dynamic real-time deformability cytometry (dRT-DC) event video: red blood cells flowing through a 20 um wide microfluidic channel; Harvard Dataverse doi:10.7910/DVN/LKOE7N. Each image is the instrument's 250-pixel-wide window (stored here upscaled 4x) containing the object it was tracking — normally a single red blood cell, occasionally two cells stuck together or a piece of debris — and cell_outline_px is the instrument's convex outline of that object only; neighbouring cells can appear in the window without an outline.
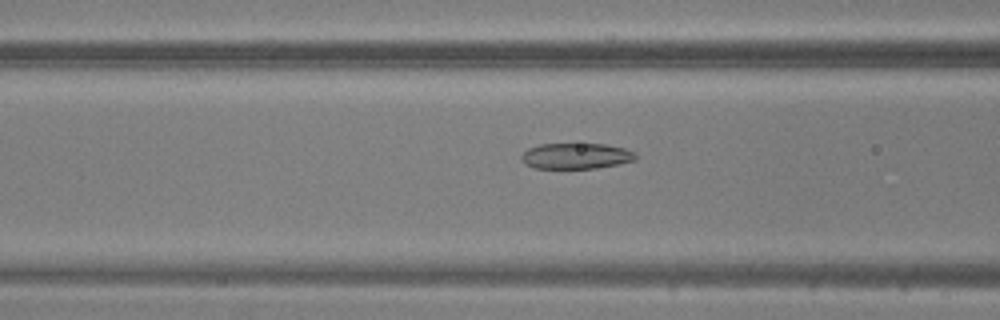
{"species": "common noctule bat (a hibernating species)", "species_latin": "Nyctalus noctula", "temperature_condition": "warm", "stored_images_in_passage": 48, "camera_frame_rate_fps": 3000, "um_per_image_px": 0.085, "animal": {"sex": "male", "body_mass_g": 20.5, "forearm_length_mm": 52.5}, "frame": {"image": 1, "passage_image": 19, "time_ms": 6.0, "image_size_px": [1000, 320], "cell_outline_px": [[636, 160], [620, 164], [596, 168], [536, 168], [524, 164], [520, 160], [520, 156], [528, 148], [540, 144], [604, 144], [624, 148], [636, 152]], "centroid_in_image_um": [48.96, 13.26], "position_along_channel_um": 117.6, "area_um2": 17.28}}
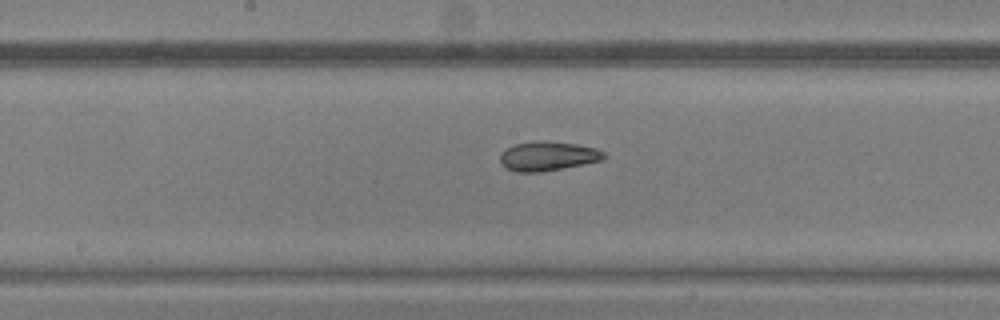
{"frame": {"image": 2, "passage_image": 25, "time_ms": 8.0, "image_size_px": [1000, 320], "cell_outline_px": [[608, 156], [604, 160], [540, 172], [516, 172], [508, 168], [500, 160], [500, 152], [504, 148], [516, 144], [536, 140], [576, 144], [596, 148], [604, 152]], "centroid_in_image_um": [46.58, 13.26], "position_along_channel_um": 201.6, "area_um2": 17.69}}
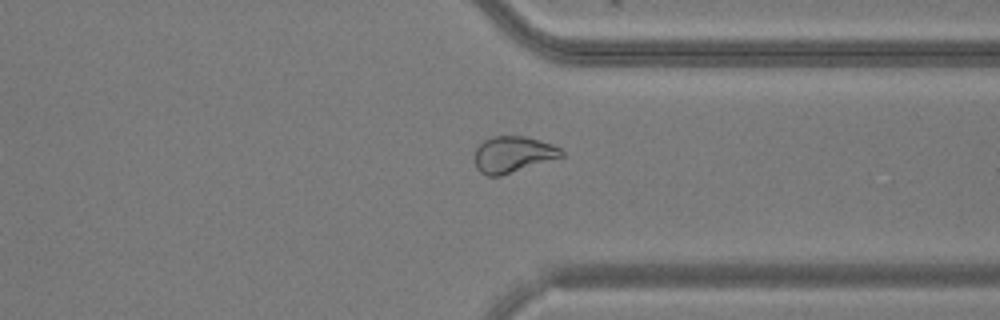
{"frame": {"image": 3, "passage_image": 37, "time_ms": 12.0, "image_size_px": [1000, 320], "cell_outline_px": [[564, 156], [500, 176], [488, 176], [480, 172], [476, 168], [476, 148], [484, 140], [492, 136], [524, 136], [540, 140], [552, 144], [560, 148], [564, 152]], "centroid_in_image_um": [43.61, 13.12], "position_along_channel_um": 367.8, "area_um2": 18.21}}